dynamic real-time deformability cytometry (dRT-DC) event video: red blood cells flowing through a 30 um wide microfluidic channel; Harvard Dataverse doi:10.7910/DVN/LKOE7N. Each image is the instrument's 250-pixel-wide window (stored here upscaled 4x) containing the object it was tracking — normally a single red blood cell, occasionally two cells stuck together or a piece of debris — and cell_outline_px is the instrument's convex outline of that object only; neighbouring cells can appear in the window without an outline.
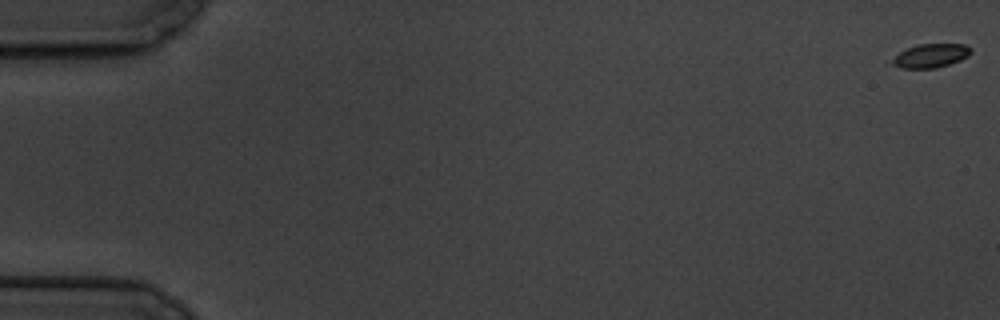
{"species": "common noctule bat (a hibernating species)", "species_latin": "Nyctalus noctula", "temperature_condition": "cold", "stored_images_in_passage": 5, "camera_frame_rate_fps": 3000, "um_per_image_px": 0.085, "animal": {"sex": "male", "body_mass_g": 19.5, "forearm_length_mm": 54.6}, "frame": {"image": 1, "passage_image": 1, "time_ms": 0.0, "image_size_px": [1000, 320], "cell_outline_px": [[972, 52], [968, 56], [960, 60], [936, 68], [900, 68], [892, 64], [892, 60], [900, 52], [908, 48], [920, 44], [968, 44], [972, 48]], "centroid_in_image_um": [79.16, 4.73], "position_along_channel_um": 5.8, "area_um2": 10.81}}
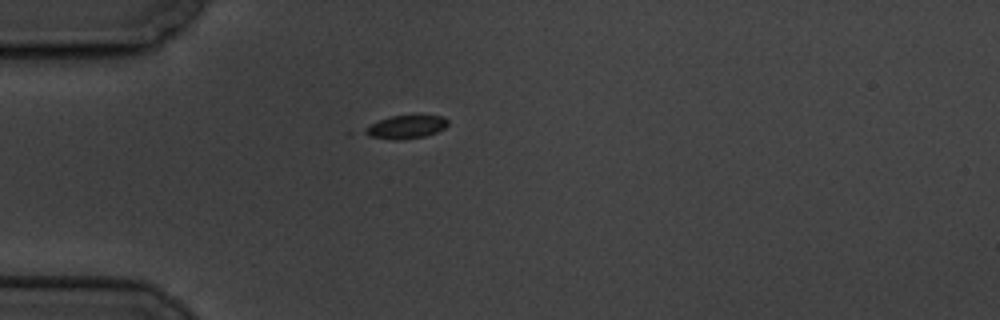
{"frame": {"image": 2, "passage_image": 5, "time_ms": 5.667, "image_size_px": [1000, 320], "cell_outline_px": [[448, 124], [444, 128], [436, 132], [424, 136], [400, 140], [392, 140], [368, 136], [360, 132], [364, 128], [380, 120], [392, 116], [444, 116], [448, 120]], "centroid_in_image_um": [34.47, 10.81], "position_along_channel_um": 50.5, "area_um2": 11.16}}